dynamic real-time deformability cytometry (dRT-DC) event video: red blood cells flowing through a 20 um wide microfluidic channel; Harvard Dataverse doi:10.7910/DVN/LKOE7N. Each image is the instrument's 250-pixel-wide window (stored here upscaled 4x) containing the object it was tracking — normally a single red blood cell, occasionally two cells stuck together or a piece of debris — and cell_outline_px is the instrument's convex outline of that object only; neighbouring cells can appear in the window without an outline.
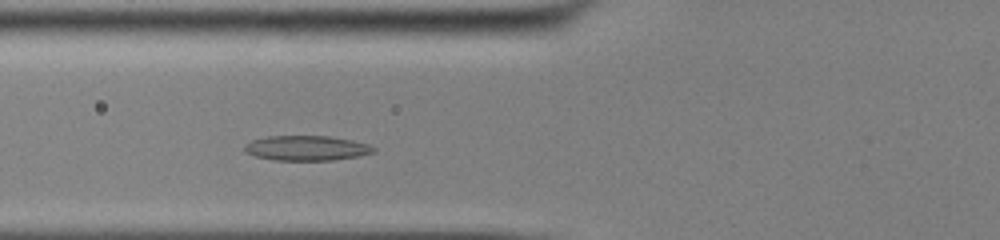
{"species": "common noctule bat (a hibernating species)", "species_latin": "Nyctalus noctula", "temperature_condition": "cold", "stored_images_in_passage": 41, "camera_frame_rate_fps": 3000, "um_per_image_px": 0.085, "animal": {"sex": "male", "body_mass_g": 13.0, "forearm_length_mm": 53.1}, "frame": {"image": 1, "passage_image": 9, "time_ms": 2.667, "image_size_px": [1000, 240], "cell_outline_px": [[376, 152], [356, 156], [332, 160], [272, 160], [256, 156], [244, 152], [244, 144], [252, 140], [268, 136], [328, 136], [352, 140], [368, 144], [376, 148]], "centroid_in_image_um": [26.04, 12.58], "position_along_channel_um": 99.8, "area_um2": 18.73}}
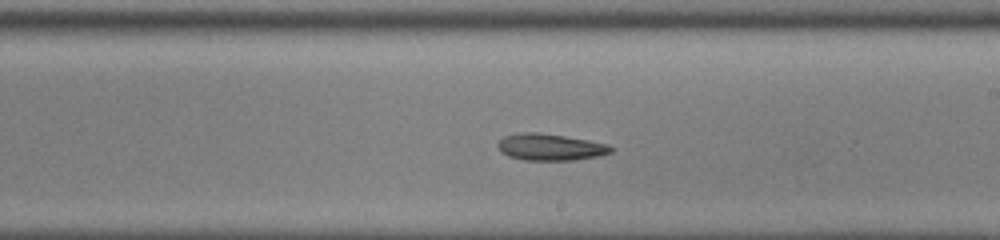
{"frame": {"image": 2, "passage_image": 20, "time_ms": 6.333, "image_size_px": [1000, 240], "cell_outline_px": [[612, 152], [600, 156], [572, 160], [524, 160], [508, 156], [500, 152], [496, 144], [504, 136], [520, 132], [536, 132], [564, 136], [588, 140], [608, 144], [612, 148]], "centroid_in_image_um": [46.74, 12.5], "position_along_channel_um": 242.3, "area_um2": 17.63}}
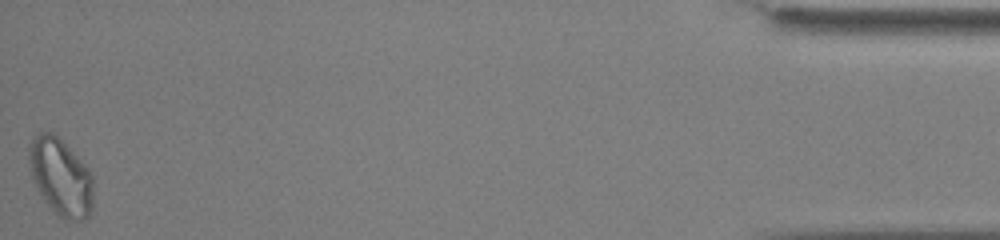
{"frame": {"image": 3, "passage_image": 41, "time_ms": 13.333, "image_size_px": [1000, 240], "cell_outline_px": [[92, 212], [84, 220], [64, 220], [44, 200], [36, 188], [32, 180], [28, 168], [28, 148], [32, 140], [40, 132], [52, 132], [88, 168], [92, 176]], "centroid_in_image_um": [5.13, 15.07], "position_along_channel_um": 430.1, "area_um2": 28.73}}